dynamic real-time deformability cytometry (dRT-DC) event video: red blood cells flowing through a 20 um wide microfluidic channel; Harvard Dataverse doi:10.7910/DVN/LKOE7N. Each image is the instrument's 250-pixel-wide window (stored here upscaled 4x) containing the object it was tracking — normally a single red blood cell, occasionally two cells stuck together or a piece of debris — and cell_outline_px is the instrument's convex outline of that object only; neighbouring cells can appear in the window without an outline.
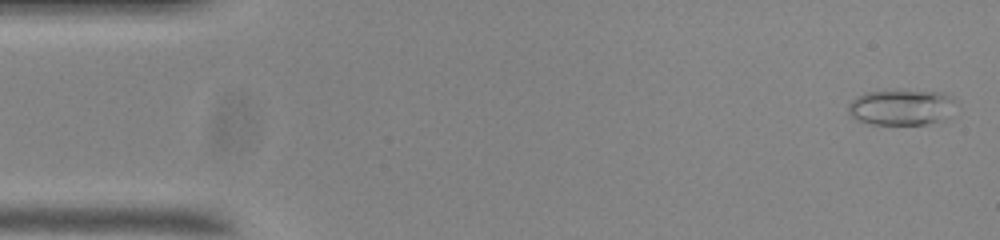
{"species": "common noctule bat (a hibernating species)", "species_latin": "Nyctalus noctula", "temperature_condition": "room temperature", "stored_images_in_passage": 55, "camera_frame_rate_fps": 3000, "um_per_image_px": 0.085, "animal": {"sex": "male", "body_mass_g": 20.0, "forearm_length_mm": 53.3}, "frame": {"image": 1, "passage_image": 2, "time_ms": 0.333, "image_size_px": [1000, 240], "cell_outline_px": [[956, 100], [936, 120], [924, 124], [872, 124], [856, 120], [848, 112], [848, 104], [856, 96], [864, 92], [944, 92], [952, 96]], "centroid_in_image_um": [76.46, 9.12], "position_along_channel_um": 8.5, "area_um2": 21.21}}
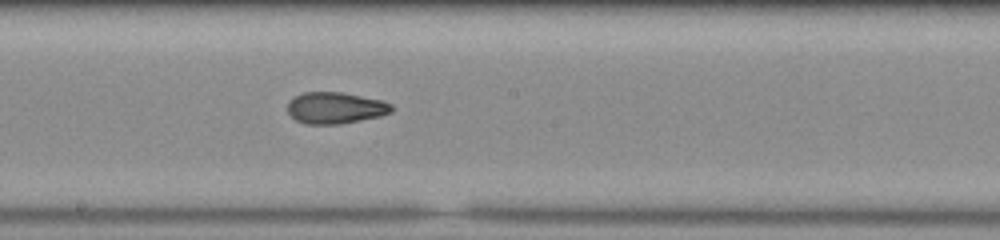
{"frame": {"image": 2, "passage_image": 29, "time_ms": 9.333, "image_size_px": [1000, 240], "cell_outline_px": [[392, 112], [380, 116], [340, 124], [304, 124], [296, 120], [288, 112], [288, 100], [304, 92], [344, 92], [384, 100], [392, 104]], "centroid_in_image_um": [28.52, 9.16], "position_along_channel_um": 219.7, "area_um2": 19.25}}
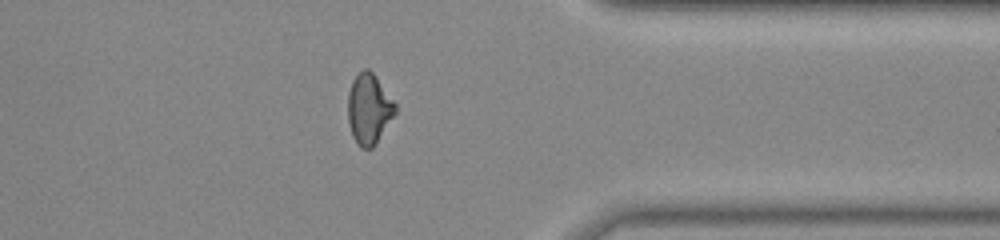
{"frame": {"image": 3, "passage_image": 43, "time_ms": 14.0, "image_size_px": [1000, 240], "cell_outline_px": [[396, 112], [372, 148], [360, 148], [352, 136], [348, 124], [348, 92], [352, 80], [364, 68], [368, 68], [376, 76], [396, 104]], "centroid_in_image_um": [31.34, 9.25], "position_along_channel_um": 380.1, "area_um2": 19.31}, "authors_computed_cell_mechanics": {"area_um2": 19.5364, "velocity_mm_per_s": 3.7194, "shape_relaxation_time_tau1_ms": null, "shape_relaxation_time_tau2_ms": 2.0942, "deformation_change_tau1": null, "deformation_change_tau2": 0.0851}}